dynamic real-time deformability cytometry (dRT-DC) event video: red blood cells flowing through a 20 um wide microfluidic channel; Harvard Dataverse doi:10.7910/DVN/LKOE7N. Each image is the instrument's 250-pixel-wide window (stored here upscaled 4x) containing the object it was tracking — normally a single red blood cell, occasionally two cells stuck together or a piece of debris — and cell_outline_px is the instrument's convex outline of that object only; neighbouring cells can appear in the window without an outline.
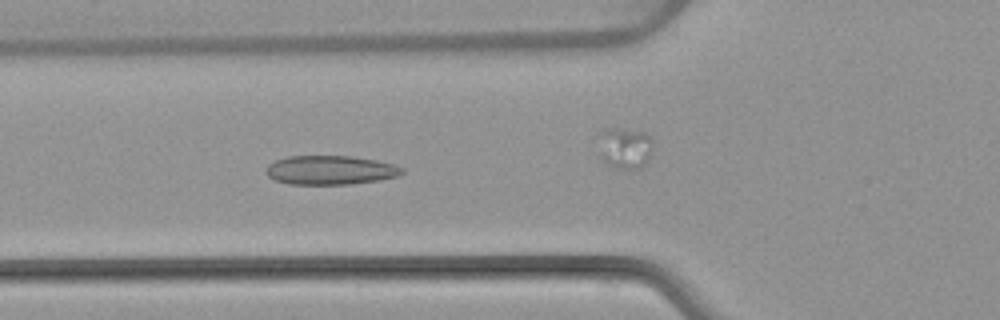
{"species": "common noctule bat (a hibernating species)", "species_latin": "Nyctalus noctula", "temperature_condition": "warm", "stored_images_in_passage": 6, "camera_frame_rate_fps": 3000, "um_per_image_px": 0.085, "animal": {"sex": "female", "body_mass_g": 22.7, "forearm_length_mm": 54.2}, "frame": {"image": 1, "passage_image": 5, "time_ms": 4.667, "image_size_px": [1000, 320], "cell_outline_px": [[404, 172], [396, 176], [380, 180], [352, 184], [288, 184], [276, 180], [268, 176], [268, 164], [276, 160], [288, 156], [352, 156], [376, 160], [392, 164], [404, 168]], "centroid_in_image_um": [28.1, 14.46], "position_along_channel_um": 97.7, "area_um2": 22.89}}